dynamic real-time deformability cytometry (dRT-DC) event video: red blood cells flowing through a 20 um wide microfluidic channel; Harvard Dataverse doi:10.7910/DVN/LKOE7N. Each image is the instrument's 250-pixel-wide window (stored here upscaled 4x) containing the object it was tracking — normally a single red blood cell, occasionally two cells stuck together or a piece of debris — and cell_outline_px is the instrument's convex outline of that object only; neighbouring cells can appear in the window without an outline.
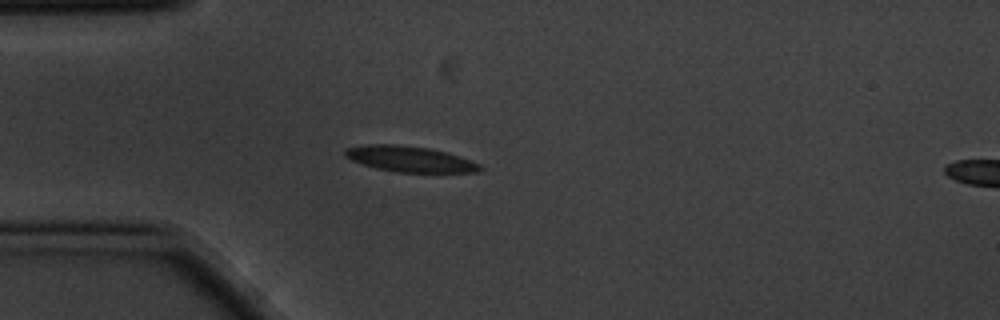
{"species": "common noctule bat (a hibernating species)", "species_latin": "Nyctalus noctula", "temperature_condition": "cold", "stored_images_in_passage": 5, "segment_of_instrument_passage": [1, 2], "camera_frame_rate_fps": 3000, "um_per_image_px": 0.085, "animal": {"sex": "male", "body_mass_g": 20.1, "forearm_length_mm": 53.5}, "frame": {"image": 1, "passage_image": 4, "time_ms": 1.0, "image_size_px": [1000, 320], "cell_outline_px": [[484, 168], [480, 172], [396, 172], [376, 168], [352, 160], [344, 156], [344, 148], [368, 144], [396, 144], [428, 148], [460, 156], [480, 164]], "centroid_in_image_um": [34.83, 13.51], "position_along_channel_um": 50.2, "area_um2": 20.17}}